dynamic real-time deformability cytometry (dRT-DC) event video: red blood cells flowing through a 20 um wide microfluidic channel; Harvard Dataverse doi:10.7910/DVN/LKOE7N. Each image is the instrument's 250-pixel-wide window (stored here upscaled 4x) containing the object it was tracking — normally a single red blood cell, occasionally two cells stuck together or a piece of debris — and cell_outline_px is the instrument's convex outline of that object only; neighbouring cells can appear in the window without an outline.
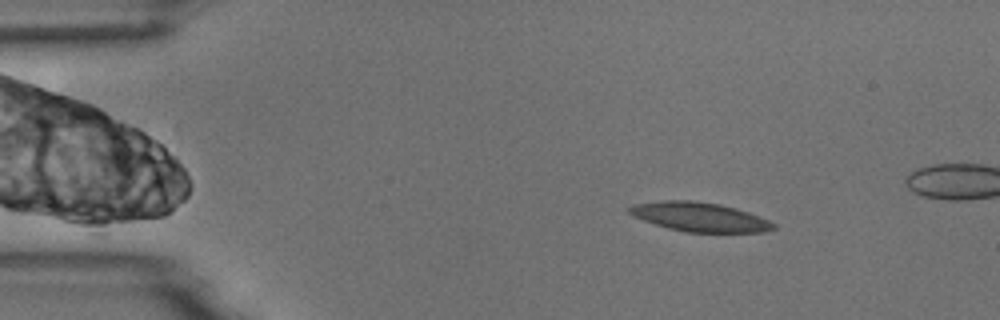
{"species": "common noctule bat (a hibernating species)", "species_latin": "Nyctalus noctula", "temperature_condition": "room temperature", "stored_images_in_passage": 3, "camera_frame_rate_fps": 3000, "um_per_image_px": 0.085, "animal": {"sex": "male", "body_mass_g": 18.8}, "frame": {"image": 1, "passage_image": 3, "time_ms": 2.333, "image_size_px": [1000, 320], "cell_outline_px": [[776, 228], [764, 232], [688, 232], [668, 228], [644, 220], [628, 212], [624, 208], [632, 204], [664, 200], [692, 200], [720, 204], [736, 208], [748, 212], [768, 220], [776, 224]], "centroid_in_image_um": [59.46, 18.43], "position_along_channel_um": 25.5, "area_um2": 24.45}}